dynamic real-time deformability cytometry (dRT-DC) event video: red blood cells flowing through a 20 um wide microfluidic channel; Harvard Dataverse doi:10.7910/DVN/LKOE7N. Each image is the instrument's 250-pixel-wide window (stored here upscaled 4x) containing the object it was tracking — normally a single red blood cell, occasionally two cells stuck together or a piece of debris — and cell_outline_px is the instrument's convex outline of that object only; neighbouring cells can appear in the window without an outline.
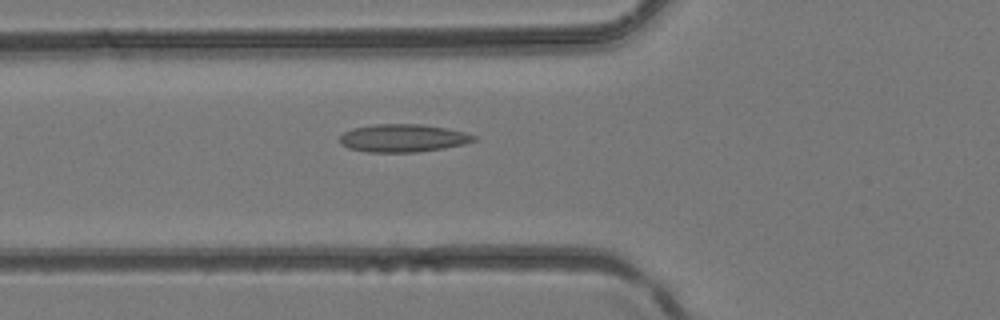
{"species": "common noctule bat (a hibernating species)", "species_latin": "Nyctalus noctula", "temperature_condition": "room temperature", "stored_images_in_passage": 42, "camera_frame_rate_fps": 3000, "um_per_image_px": 0.085, "animal": {"sex": "female", "body_mass_g": 24.6, "forearm_length_mm": 56.2}, "frame": {"image": 1, "passage_image": 16, "time_ms": 5.0, "image_size_px": [1000, 320], "cell_outline_px": [[476, 140], [464, 144], [444, 148], [416, 152], [368, 152], [348, 148], [340, 144], [340, 136], [344, 132], [352, 128], [376, 124], [420, 124], [448, 128], [464, 132], [476, 136]], "centroid_in_image_um": [34.24, 11.74], "position_along_channel_um": 91.6, "area_um2": 21.79}}
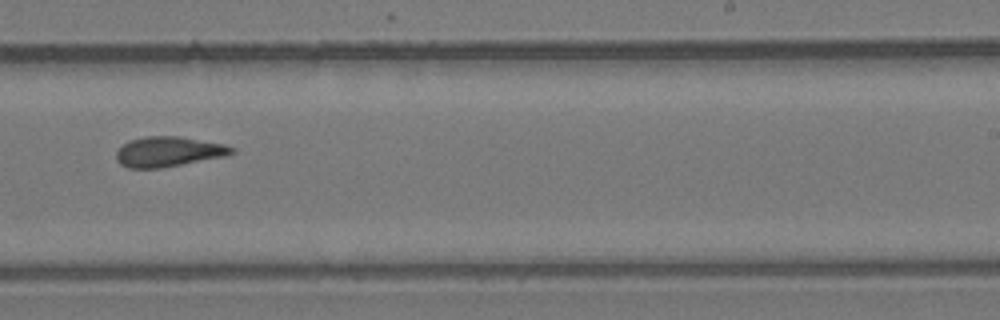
{"frame": {"image": 2, "passage_image": 27, "time_ms": 8.667, "image_size_px": [1000, 320], "cell_outline_px": [[236, 152], [224, 156], [160, 168], [128, 168], [120, 164], [116, 160], [116, 152], [128, 140], [144, 136], [180, 136], [224, 144], [236, 148]], "centroid_in_image_um": [14.31, 12.88], "position_along_channel_um": 274.7, "area_um2": 20.23}}
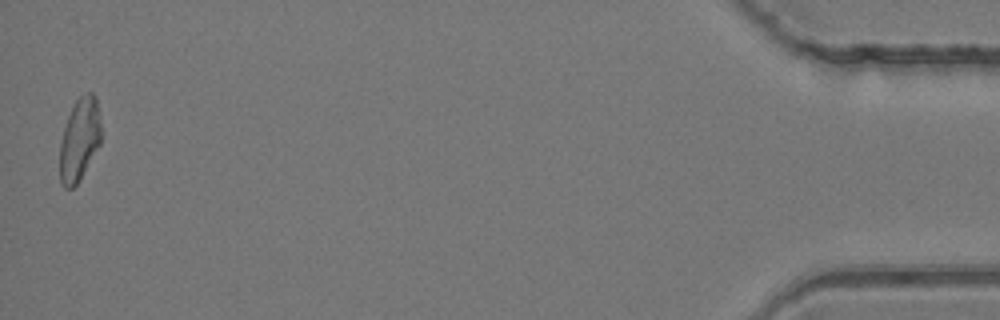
{"frame": {"image": 3, "passage_image": 42, "time_ms": 13.667, "image_size_px": [1000, 320], "cell_outline_px": [[100, 144], [80, 180], [72, 188], [64, 188], [60, 184], [60, 140], [68, 116], [76, 100], [84, 92], [92, 92], [96, 96], [100, 120]], "centroid_in_image_um": [6.75, 11.86], "position_along_channel_um": 428.4, "area_um2": 19.94}}